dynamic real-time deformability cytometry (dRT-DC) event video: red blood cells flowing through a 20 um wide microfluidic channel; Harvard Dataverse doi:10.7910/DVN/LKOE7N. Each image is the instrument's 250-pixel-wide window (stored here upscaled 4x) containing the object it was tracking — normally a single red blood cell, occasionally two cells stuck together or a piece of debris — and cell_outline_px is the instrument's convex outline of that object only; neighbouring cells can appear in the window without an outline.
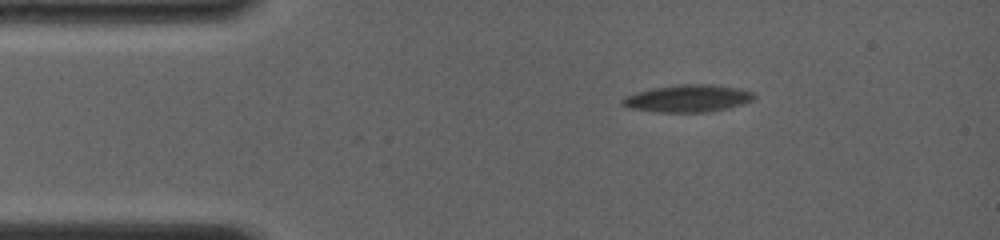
{"species": "common noctule bat (a hibernating species)", "species_latin": "Nyctalus noctula", "temperature_condition": "room temperature", "stored_images_in_passage": 7, "camera_frame_rate_fps": 4000, "um_per_image_px": 0.085, "animal": {"sex": "female", "body_mass_g": 19.0, "forearm_length_mm": 56.7}, "frame": {"image": 1, "passage_image": 1, "time_ms": 0.0, "image_size_px": [1000, 240], "cell_outline_px": [[756, 96], [752, 100], [744, 104], [728, 108], [708, 112], [652, 112], [628, 108], [620, 104], [620, 100], [624, 96], [636, 92], [652, 88], [680, 84], [712, 84], [736, 88], [752, 92]], "centroid_in_image_um": [58.41, 8.37], "position_along_channel_um": 26.6, "area_um2": 21.15}}
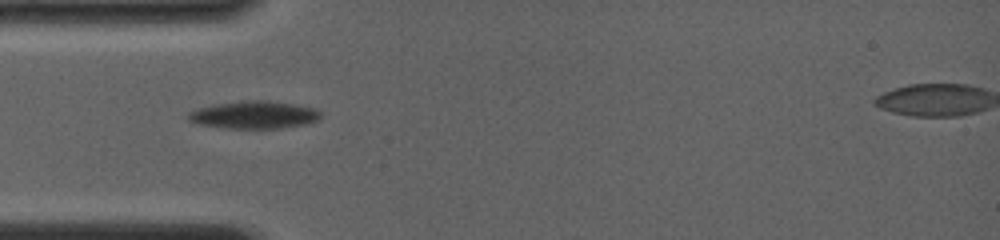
{"frame": {"image": 2, "passage_image": 5, "time_ms": 2.5, "image_size_px": [1000, 240], "cell_outline_px": [[320, 120], [304, 124], [280, 128], [224, 128], [200, 124], [188, 120], [188, 112], [196, 108], [212, 104], [244, 100], [268, 100], [296, 104], [316, 108], [320, 112]], "centroid_in_image_um": [21.59, 9.74], "position_along_channel_um": 63.4, "area_um2": 21.5}}
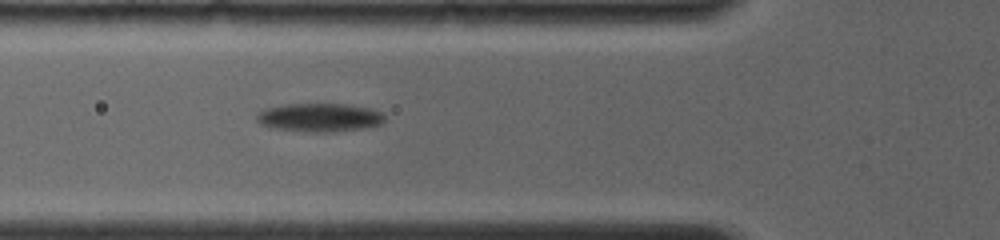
{"frame": {"image": 3, "passage_image": 7, "time_ms": 3.5, "image_size_px": [1000, 240], "cell_outline_px": [[384, 120], [380, 124], [368, 128], [336, 132], [308, 132], [268, 128], [260, 124], [256, 120], [256, 112], [264, 108], [284, 104], [348, 104], [368, 108], [384, 112]], "centroid_in_image_um": [27.12, 9.99], "position_along_channel_um": 98.7, "area_um2": 21.79}}